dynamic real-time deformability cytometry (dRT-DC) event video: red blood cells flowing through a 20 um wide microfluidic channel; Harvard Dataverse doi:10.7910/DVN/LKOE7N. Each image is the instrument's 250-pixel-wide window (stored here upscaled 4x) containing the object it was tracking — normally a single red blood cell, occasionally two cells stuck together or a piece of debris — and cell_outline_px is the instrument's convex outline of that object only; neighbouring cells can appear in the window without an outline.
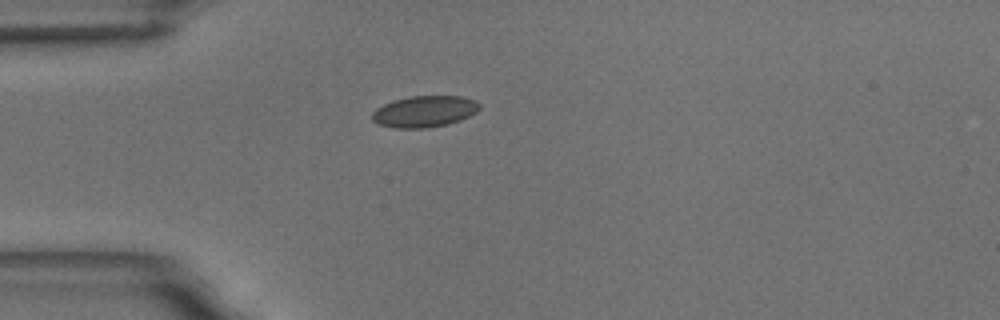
{"species": "common noctule bat (a hibernating species)", "species_latin": "Nyctalus noctula", "temperature_condition": "room temperature", "stored_images_in_passage": 32, "camera_frame_rate_fps": 3000, "um_per_image_px": 0.085, "animal": {"sex": "male", "body_mass_g": 18.8}, "frame": {"image": 1, "passage_image": 1, "time_ms": 0.0, "image_size_px": [1000, 320], "cell_outline_px": [[480, 108], [476, 112], [460, 120], [448, 124], [424, 128], [392, 128], [376, 124], [372, 120], [372, 112], [376, 108], [392, 100], [412, 96], [464, 96], [476, 100], [480, 104]], "centroid_in_image_um": [36.06, 9.47], "position_along_channel_um": 48.9, "area_um2": 19.83}}
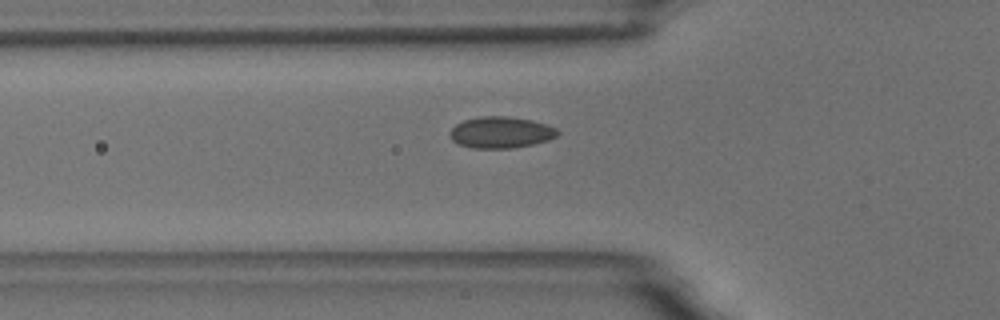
{"frame": {"image": 2, "passage_image": 5, "time_ms": 1.333, "image_size_px": [1000, 320], "cell_outline_px": [[560, 132], [556, 136], [548, 140], [532, 144], [512, 148], [472, 148], [460, 144], [452, 140], [448, 132], [456, 124], [464, 120], [480, 116], [504, 116], [532, 120], [556, 128]], "centroid_in_image_um": [42.55, 11.25], "position_along_channel_um": 83.3, "area_um2": 19.59}}
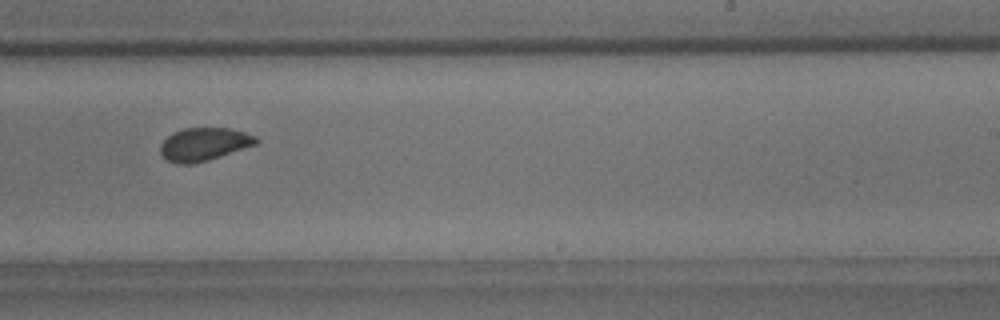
{"frame": {"image": 3, "passage_image": 21, "time_ms": 6.667, "image_size_px": [1000, 320], "cell_outline_px": [[260, 140], [256, 144], [208, 160], [192, 164], [176, 164], [168, 160], [160, 152], [160, 144], [172, 132], [184, 128], [228, 128], [244, 132], [256, 136]], "centroid_in_image_um": [17.33, 12.25], "position_along_channel_um": 271.7, "area_um2": 18.32}, "authors_computed_cell_mechanics": {"area_um2": 18.6694, "velocity_mm_per_s": 3.5177, "shape_relaxation_time_tau1_ms": 3.5668, "shape_relaxation_time_tau2_ms": 0.9906, "deformation_change_tau1": 0.082, "deformation_change_tau2": 0.0347}}